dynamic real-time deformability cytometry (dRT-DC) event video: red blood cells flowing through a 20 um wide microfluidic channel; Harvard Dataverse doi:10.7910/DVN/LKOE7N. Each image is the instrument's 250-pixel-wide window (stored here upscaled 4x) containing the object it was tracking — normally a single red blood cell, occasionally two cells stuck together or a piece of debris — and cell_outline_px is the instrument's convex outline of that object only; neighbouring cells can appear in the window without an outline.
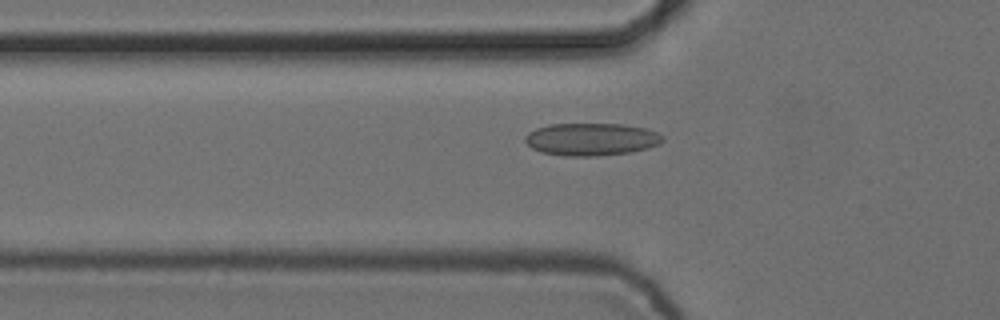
{"species": "common noctule bat (a hibernating species)", "species_latin": "Nyctalus noctula", "temperature_condition": "cold", "stored_images_in_passage": 7, "camera_frame_rate_fps": 3000, "um_per_image_px": 0.085, "animal": {"sex": "female", "body_mass_g": 24.6, "forearm_length_mm": 56.2}, "frame": {"image": 1, "passage_image": 6, "time_ms": 1.667, "image_size_px": [1000, 320], "cell_outline_px": [[664, 140], [660, 144], [648, 148], [632, 152], [600, 156], [564, 156], [544, 152], [532, 148], [524, 140], [524, 136], [528, 132], [536, 128], [548, 124], [620, 124], [644, 128], [656, 132], [664, 136]], "centroid_in_image_um": [50.27, 11.84], "position_along_channel_um": 75.5, "area_um2": 26.18}}
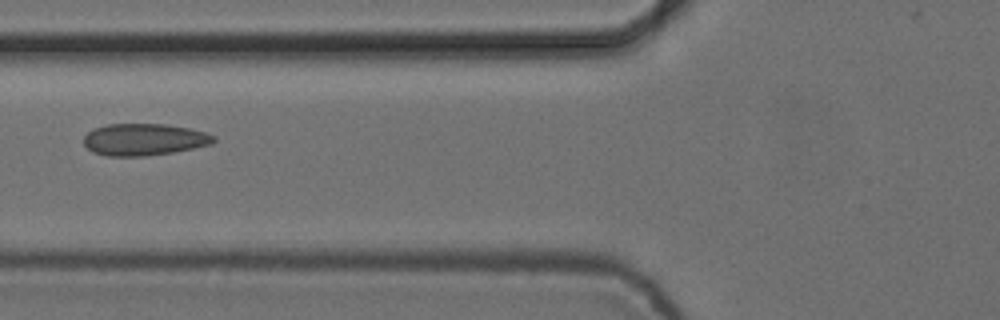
{"frame": {"image": 2, "passage_image": 7, "time_ms": 2.0, "image_size_px": [1000, 320], "cell_outline_px": [[216, 140], [212, 144], [172, 152], [144, 156], [108, 156], [92, 152], [84, 144], [84, 136], [92, 128], [108, 124], [168, 124], [188, 128], [204, 132], [216, 136]], "centroid_in_image_um": [12.23, 11.85], "position_along_channel_um": 113.6, "area_um2": 24.16}}